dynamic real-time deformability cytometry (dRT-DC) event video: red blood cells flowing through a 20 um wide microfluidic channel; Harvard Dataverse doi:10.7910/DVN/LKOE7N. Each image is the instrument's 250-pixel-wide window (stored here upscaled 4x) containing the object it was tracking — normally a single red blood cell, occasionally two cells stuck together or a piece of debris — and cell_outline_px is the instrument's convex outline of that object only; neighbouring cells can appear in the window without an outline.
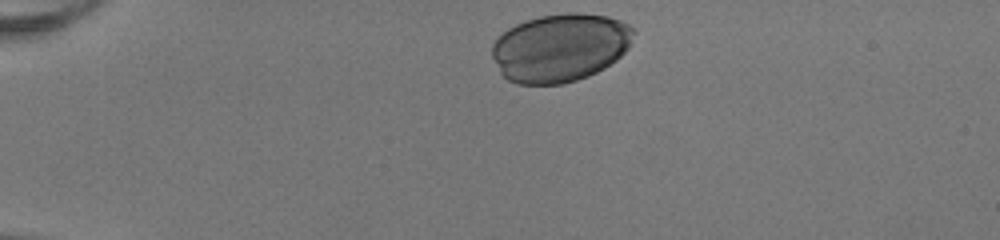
{"species": "human", "species_latin": "Homo sapiens", "temperature_condition": "room temperature", "stored_images_in_passage": 34, "camera_frame_rate_fps": 3000, "um_per_image_px": 0.085, "donor": {"sex": "female"}, "frame": {"image": 1, "passage_image": 1, "time_ms": 0.0, "image_size_px": [1000, 240], "cell_outline_px": [[636, 32], [628, 48], [616, 60], [604, 68], [588, 76], [564, 84], [516, 84], [508, 80], [500, 72], [492, 56], [492, 44], [508, 28], [524, 20], [540, 16], [568, 12], [576, 12], [608, 16], [620, 20], [628, 24]], "centroid_in_image_um": [47.62, 4.04], "position_along_channel_um": 37.4, "area_um2": 56.47}}
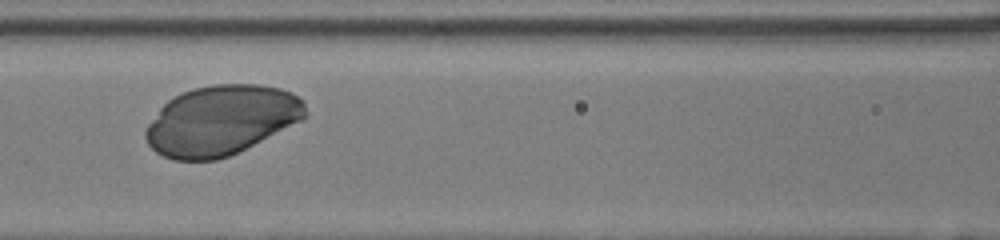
{"frame": {"image": 2, "passage_image": 14, "time_ms": 4.333, "image_size_px": [1000, 240], "cell_outline_px": [[304, 120], [228, 156], [216, 160], [172, 160], [156, 152], [148, 144], [144, 136], [144, 132], [148, 124], [160, 108], [172, 96], [192, 88], [216, 84], [256, 84], [280, 88], [292, 92], [304, 100]], "centroid_in_image_um": [18.79, 10.22], "position_along_channel_um": 147.8, "area_um2": 64.85}}